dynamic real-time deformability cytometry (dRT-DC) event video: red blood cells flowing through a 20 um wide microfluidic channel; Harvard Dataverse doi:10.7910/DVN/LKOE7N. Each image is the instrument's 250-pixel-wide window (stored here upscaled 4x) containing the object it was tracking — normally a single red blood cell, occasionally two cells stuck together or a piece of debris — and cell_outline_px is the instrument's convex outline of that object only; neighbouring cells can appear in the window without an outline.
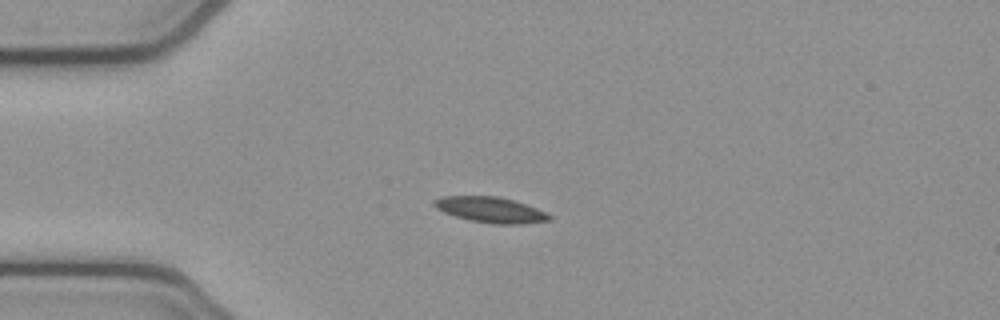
{"species": "common noctule bat (a hibernating species)", "species_latin": "Nyctalus noctula", "temperature_condition": "cold", "stored_images_in_passage": 5, "camera_frame_rate_fps": 3000, "um_per_image_px": 0.085, "animal": {"sex": "female", "body_mass_g": 21.9}, "frame": {"image": 1, "passage_image": 3, "time_ms": 0.667, "image_size_px": [1000, 320], "cell_outline_px": [[552, 220], [520, 224], [496, 224], [468, 220], [444, 212], [436, 208], [432, 204], [432, 200], [440, 196], [496, 196], [512, 200], [536, 208], [552, 216]], "centroid_in_image_um": [41.66, 17.83], "position_along_channel_um": 43.3, "area_um2": 17.11}}
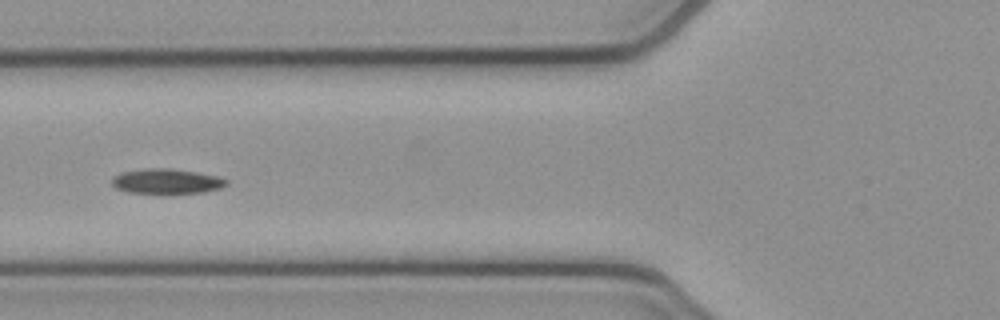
{"frame": {"image": 2, "passage_image": 5, "time_ms": 1.333, "image_size_px": [1000, 320], "cell_outline_px": [[228, 184], [220, 188], [204, 192], [160, 196], [128, 192], [116, 188], [112, 184], [112, 176], [124, 172], [148, 168], [168, 168], [196, 172], [216, 176], [228, 180]], "centroid_in_image_um": [14.15, 15.46], "position_along_channel_um": 111.7, "area_um2": 17.28}}